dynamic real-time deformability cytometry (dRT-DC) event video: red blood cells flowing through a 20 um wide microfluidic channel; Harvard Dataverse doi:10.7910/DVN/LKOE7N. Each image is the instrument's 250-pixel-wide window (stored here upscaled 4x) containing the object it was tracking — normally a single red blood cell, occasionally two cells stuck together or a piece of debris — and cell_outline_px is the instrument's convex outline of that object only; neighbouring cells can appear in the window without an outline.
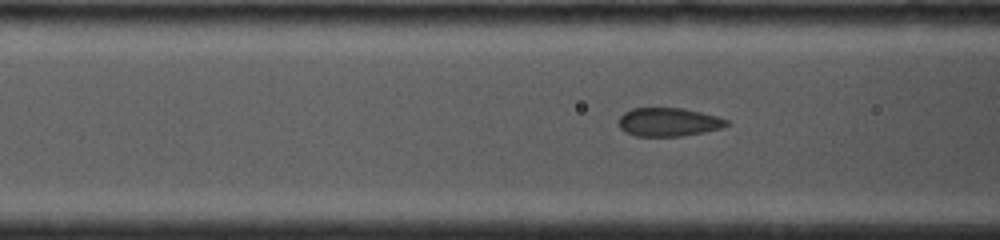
{"species": "common noctule bat (a hibernating species)", "species_latin": "Nyctalus noctula", "temperature_condition": "cold", "stored_images_in_passage": 6, "camera_frame_rate_fps": 4000, "um_per_image_px": 0.085, "animal": {"sex": "female", "body_mass_g": 19.0, "forearm_length_mm": 53.3}, "frame": {"image": 1, "passage_image": 6, "time_ms": 6.25, "image_size_px": [1000, 240], "cell_outline_px": [[732, 124], [720, 128], [704, 132], [680, 136], [636, 136], [620, 128], [616, 124], [620, 116], [624, 112], [632, 108], [684, 108], [716, 116], [728, 120]], "centroid_in_image_um": [56.81, 10.37], "position_along_channel_um": 109.8, "area_um2": 17.98}}